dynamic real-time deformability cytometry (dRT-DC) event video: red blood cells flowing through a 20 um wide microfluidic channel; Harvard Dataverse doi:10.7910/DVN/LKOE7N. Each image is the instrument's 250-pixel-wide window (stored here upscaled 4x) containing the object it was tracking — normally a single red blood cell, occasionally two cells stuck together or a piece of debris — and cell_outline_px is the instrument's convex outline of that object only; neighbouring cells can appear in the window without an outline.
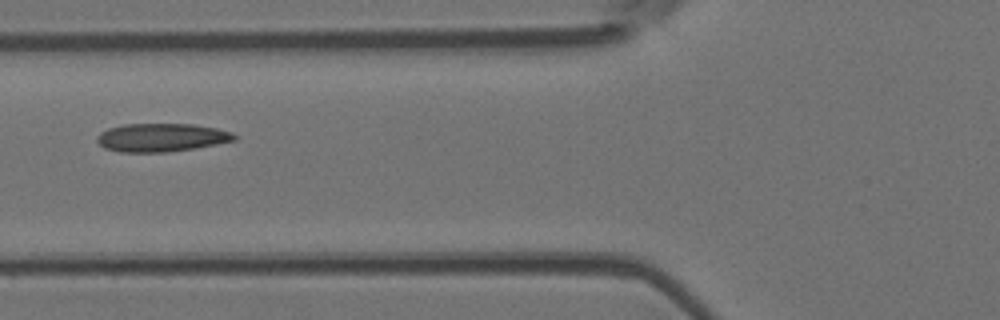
{"species": "Egyptian fruit bat (a non-hibernating species)", "species_latin": "Rousettus aegyptiacus", "temperature_condition": "room temperature", "stored_images_in_passage": 10, "camera_frame_rate_fps": 3000, "um_per_image_px": 0.085, "animal": {"sex": "female"}, "frame": {"image": 1, "passage_image": 6, "time_ms": 6.667, "image_size_px": [1000, 320], "cell_outline_px": [[236, 140], [216, 144], [192, 148], [164, 152], [120, 152], [104, 148], [96, 140], [96, 136], [100, 132], [108, 128], [124, 124], [192, 124], [216, 128], [232, 132], [236, 136]], "centroid_in_image_um": [13.68, 11.68], "position_along_channel_um": 112.1, "area_um2": 22.54}}
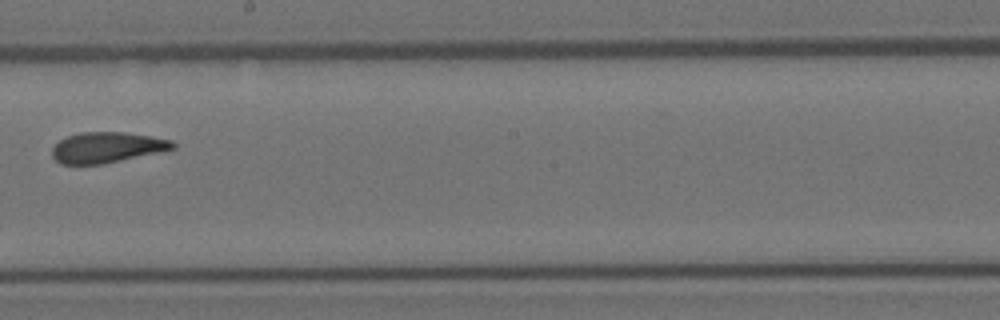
{"frame": {"image": 2, "passage_image": 9, "time_ms": 10.0, "image_size_px": [1000, 320], "cell_outline_px": [[176, 148], [104, 164], [60, 164], [52, 156], [52, 148], [60, 140], [68, 136], [80, 132], [124, 132], [172, 140], [176, 144]], "centroid_in_image_um": [9.07, 12.53], "position_along_channel_um": 239.1, "area_um2": 21.39}}
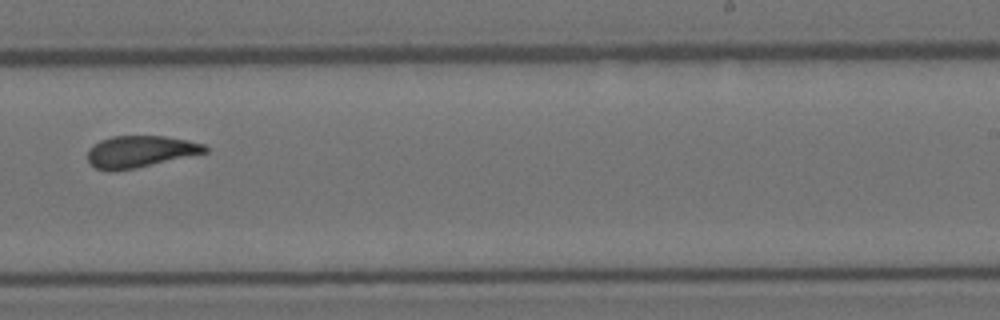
{"frame": {"image": 3, "passage_image": 10, "time_ms": 11.0, "image_size_px": [1000, 320], "cell_outline_px": [[208, 152], [136, 168], [96, 168], [88, 160], [88, 148], [100, 140], [112, 136], [164, 136], [188, 140], [204, 144], [208, 148]], "centroid_in_image_um": [11.97, 12.84], "position_along_channel_um": 277.0, "area_um2": 21.15}}